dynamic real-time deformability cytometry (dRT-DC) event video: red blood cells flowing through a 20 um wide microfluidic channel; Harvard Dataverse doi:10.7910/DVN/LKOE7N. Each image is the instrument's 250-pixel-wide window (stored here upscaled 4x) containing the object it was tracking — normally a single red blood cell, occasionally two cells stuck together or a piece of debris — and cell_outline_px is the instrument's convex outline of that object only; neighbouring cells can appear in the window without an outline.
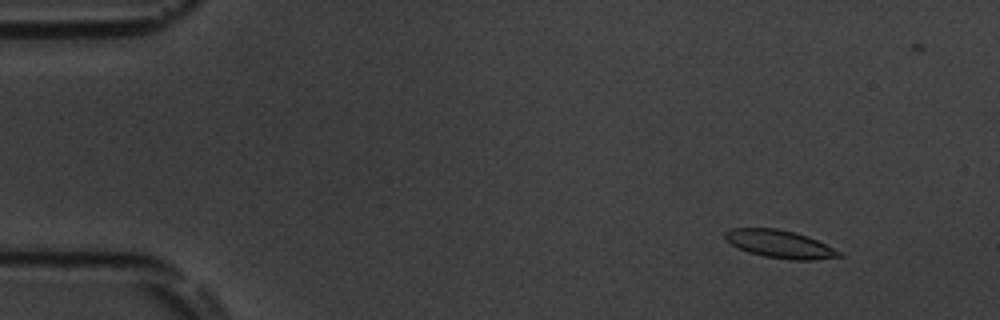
{"species": "common noctule bat (a hibernating species)", "species_latin": "Nyctalus noctula", "temperature_condition": "room temperature", "stored_images_in_passage": 53, "camera_frame_rate_fps": 3000, "um_per_image_px": 0.085, "animal": {"sex": "male", "body_mass_g": 19.5, "forearm_length_mm": 54.6}, "frame": {"image": 1, "passage_image": 5, "time_ms": 1.333, "image_size_px": [1000, 320], "cell_outline_px": [[844, 256], [812, 260], [792, 260], [764, 256], [748, 252], [732, 244], [724, 236], [724, 232], [732, 228], [776, 228], [808, 236], [844, 252]], "centroid_in_image_um": [66.34, 20.75], "position_along_channel_um": 18.7, "area_um2": 18.44}}
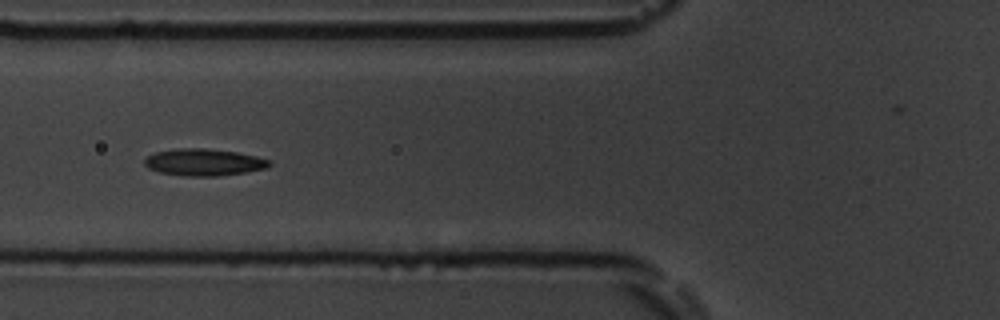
{"frame": {"image": 2, "passage_image": 20, "time_ms": 6.333, "image_size_px": [1000, 320], "cell_outline_px": [[272, 164], [268, 168], [244, 172], [216, 176], [184, 176], [160, 172], [148, 168], [144, 164], [144, 160], [148, 156], [156, 152], [180, 148], [204, 148], [236, 152], [256, 156], [272, 160]], "centroid_in_image_um": [17.36, 13.79], "position_along_channel_um": 108.4, "area_um2": 19.54}}
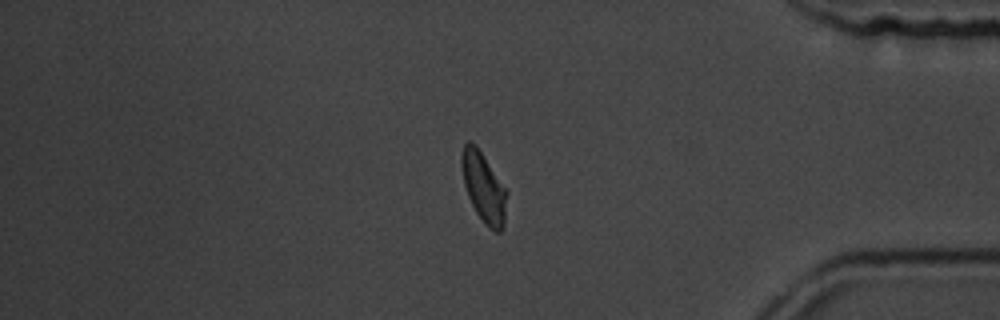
{"frame": {"image": 3, "passage_image": 45, "time_ms": 14.667, "image_size_px": [1000, 320], "cell_outline_px": [[508, 192], [504, 224], [500, 232], [496, 232], [488, 228], [476, 212], [468, 196], [464, 184], [460, 168], [460, 156], [464, 144], [468, 140], [476, 144]], "centroid_in_image_um": [41.09, 15.91], "position_along_channel_um": 394.1, "area_um2": 18.55}, "authors_computed_cell_mechanics": {"area_um2": 18.6116, "velocity_mm_per_s": 3.7595, "shape_relaxation_time_tau1_ms": 2.767, "shape_relaxation_time_tau2_ms": 1.8465, "deformation_change_tau1": 0.1113, "deformation_change_tau2": 0.0761}}